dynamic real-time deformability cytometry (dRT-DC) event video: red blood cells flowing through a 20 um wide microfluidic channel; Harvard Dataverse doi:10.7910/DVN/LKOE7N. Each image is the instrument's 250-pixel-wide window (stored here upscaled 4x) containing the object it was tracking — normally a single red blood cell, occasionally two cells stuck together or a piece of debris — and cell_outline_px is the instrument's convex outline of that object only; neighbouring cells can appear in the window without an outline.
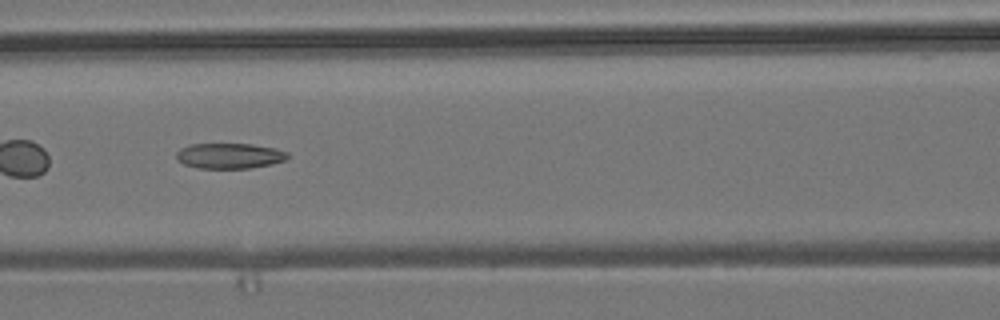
{"species": "common noctule bat (a hibernating species)", "species_latin": "Nyctalus noctula", "temperature_condition": "room temperature", "stored_images_in_passage": 52, "segment_of_instrument_passage": [2, 2], "camera_frame_rate_fps": 3000, "um_per_image_px": 0.085, "animal": {"sex": "male", "body_mass_g": 19.2, "forearm_length_mm": 51.8}, "frame": {"image": 1, "passage_image": 22, "time_ms": 7.0, "image_size_px": [1000, 320], "cell_outline_px": [[288, 156], [284, 160], [272, 164], [248, 168], [196, 168], [184, 164], [176, 160], [176, 152], [180, 148], [188, 144], [252, 144], [276, 148], [288, 152]], "centroid_in_image_um": [19.47, 13.24], "position_along_channel_um": 147.1, "area_um2": 16.59}}
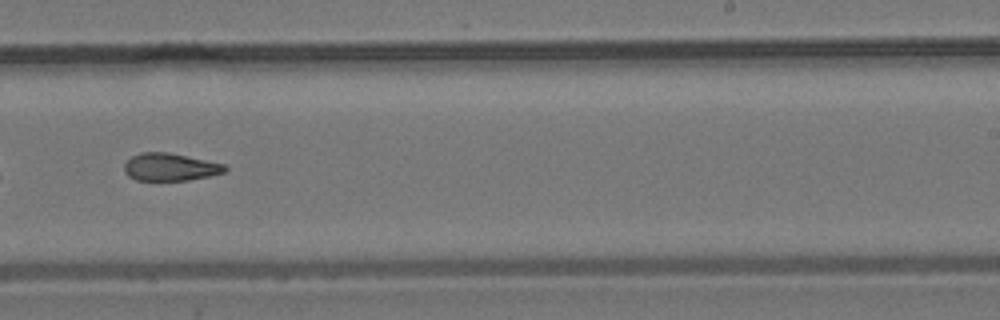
{"frame": {"image": 2, "passage_image": 32, "time_ms": 10.333, "image_size_px": [1000, 320], "cell_outline_px": [[228, 168], [224, 172], [208, 176], [188, 180], [136, 180], [128, 176], [124, 172], [124, 164], [132, 156], [140, 152], [168, 152], [224, 164]], "centroid_in_image_um": [14.43, 14.19], "position_along_channel_um": 274.6, "area_um2": 16.07}}
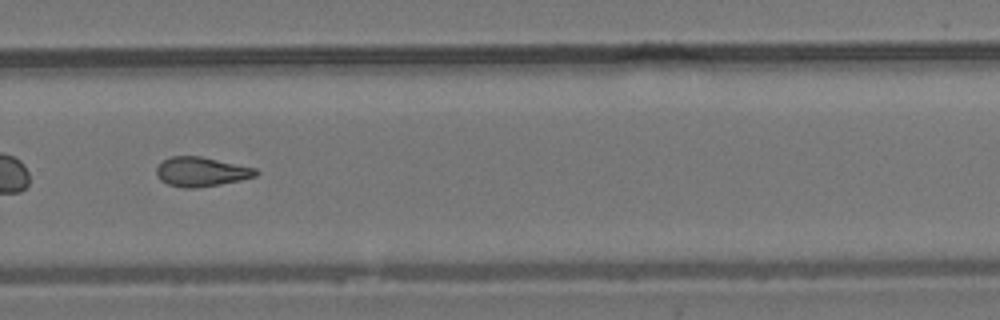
{"frame": {"image": 3, "passage_image": 35, "time_ms": 11.333, "image_size_px": [1000, 320], "cell_outline_px": [[260, 172], [256, 176], [240, 180], [220, 184], [196, 188], [184, 188], [168, 184], [160, 180], [156, 172], [156, 168], [164, 160], [172, 156], [200, 156], [256, 168]], "centroid_in_image_um": [17.12, 14.6], "position_along_channel_um": 312.7, "area_um2": 16.94}}